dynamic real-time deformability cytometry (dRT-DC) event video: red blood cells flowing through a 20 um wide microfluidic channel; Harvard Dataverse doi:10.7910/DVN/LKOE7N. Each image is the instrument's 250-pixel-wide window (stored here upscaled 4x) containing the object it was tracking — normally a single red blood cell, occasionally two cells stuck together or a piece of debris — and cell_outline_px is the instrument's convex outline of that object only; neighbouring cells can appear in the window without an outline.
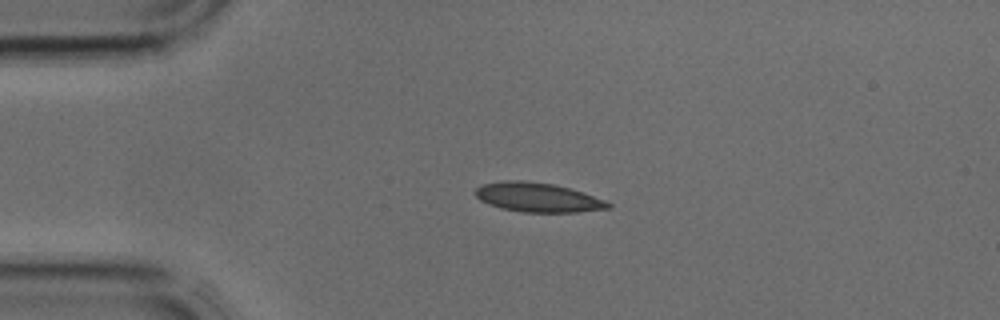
{"species": "common noctule bat (a hibernating species)", "species_latin": "Nyctalus noctula", "temperature_condition": "cold", "stored_images_in_passage": 4, "camera_frame_rate_fps": 3000, "um_per_image_px": 0.085, "animal": {"sex": "male", "body_mass_g": 17.9, "forearm_length_mm": 54.2}, "frame": {"image": 1, "passage_image": 3, "time_ms": 0.667, "image_size_px": [1000, 320], "cell_outline_px": [[612, 208], [576, 212], [520, 212], [500, 208], [488, 204], [480, 200], [472, 192], [480, 184], [504, 180], [520, 180], [556, 184], [584, 192], [604, 200], [612, 204]], "centroid_in_image_um": [45.68, 16.77], "position_along_channel_um": 39.3, "area_um2": 23.0}}
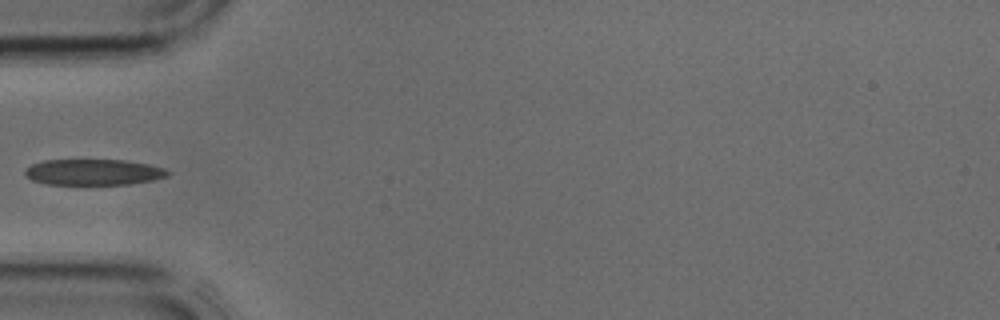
{"frame": {"image": 2, "passage_image": 4, "time_ms": 1.0, "image_size_px": [1000, 320], "cell_outline_px": [[172, 172], [168, 176], [152, 180], [128, 184], [48, 184], [32, 180], [24, 176], [24, 168], [32, 164], [44, 160], [124, 160], [148, 164], [164, 168]], "centroid_in_image_um": [7.93, 14.63], "position_along_channel_um": 77.1, "area_um2": 21.62}}